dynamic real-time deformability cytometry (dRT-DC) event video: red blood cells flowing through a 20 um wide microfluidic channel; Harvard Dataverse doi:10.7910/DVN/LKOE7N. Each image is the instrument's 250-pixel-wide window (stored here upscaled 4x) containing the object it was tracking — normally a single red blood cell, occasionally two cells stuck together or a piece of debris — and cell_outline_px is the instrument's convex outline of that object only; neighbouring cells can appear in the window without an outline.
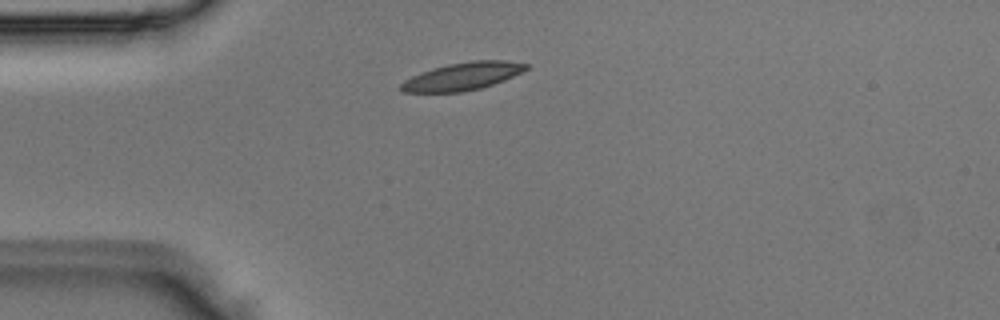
{"species": "Egyptian fruit bat (a non-hibernating species)", "species_latin": "Rousettus aegyptiacus", "temperature_condition": "room temperature", "stored_images_in_passage": 2, "camera_frame_rate_fps": 3000, "um_per_image_px": 0.085, "animal": {"sex": "male"}, "frame": {"image": 1, "passage_image": 1, "time_ms": 0.0, "image_size_px": [1000, 320], "cell_outline_px": [[528, 68], [504, 80], [480, 88], [460, 92], [404, 92], [400, 88], [400, 84], [404, 80], [412, 76], [432, 68], [448, 64], [472, 60], [504, 60], [528, 64]], "centroid_in_image_um": [39.3, 6.48], "position_along_channel_um": 45.7, "area_um2": 19.94}}
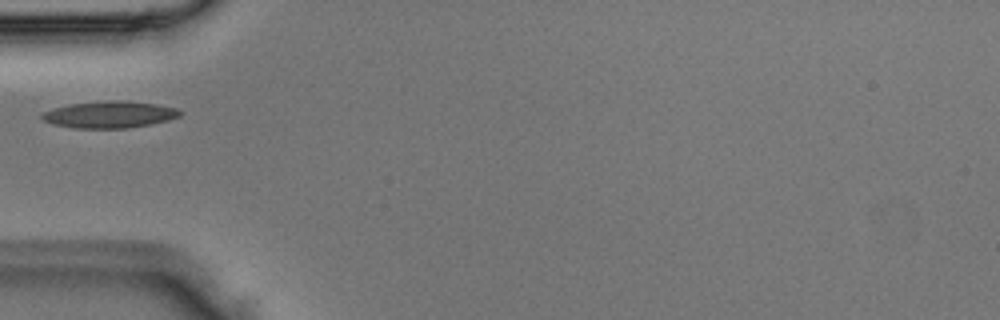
{"frame": {"image": 2, "passage_image": 2, "time_ms": 0.333, "image_size_px": [1000, 320], "cell_outline_px": [[180, 116], [168, 120], [152, 124], [128, 128], [72, 128], [52, 124], [44, 120], [40, 116], [44, 112], [52, 108], [72, 104], [108, 100], [120, 100], [156, 104], [176, 108], [180, 112]], "centroid_in_image_um": [9.29, 9.74], "position_along_channel_um": 75.7, "area_um2": 21.44}}